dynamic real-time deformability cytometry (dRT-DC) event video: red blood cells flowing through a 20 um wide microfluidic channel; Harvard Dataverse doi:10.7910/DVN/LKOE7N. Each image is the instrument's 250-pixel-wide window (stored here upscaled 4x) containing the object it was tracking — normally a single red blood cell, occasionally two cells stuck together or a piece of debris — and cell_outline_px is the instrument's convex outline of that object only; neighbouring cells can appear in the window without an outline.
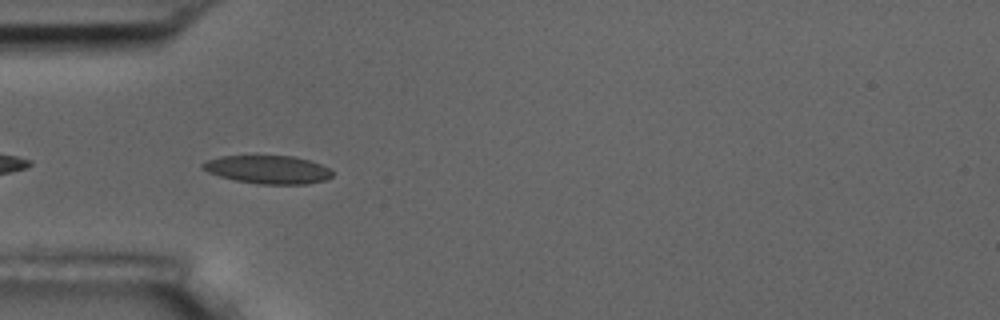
{"species": "common noctule bat (a hibernating species)", "species_latin": "Nyctalus noctula", "temperature_condition": "room temperature", "stored_images_in_passage": 8, "camera_frame_rate_fps": 3000, "um_per_image_px": 0.085, "animal": {"sex": "male", "body_mass_g": 17.5, "forearm_length_mm": 52.3}, "frame": {"image": 1, "passage_image": 3, "time_ms": 3.333, "image_size_px": [1000, 320], "cell_outline_px": [[332, 176], [324, 180], [308, 184], [256, 184], [236, 180], [220, 176], [208, 172], [200, 168], [200, 164], [208, 160], [220, 156], [292, 156], [308, 160], [320, 164], [328, 168], [332, 172]], "centroid_in_image_um": [22.74, 14.41], "position_along_channel_um": 62.3, "area_um2": 21.21}}
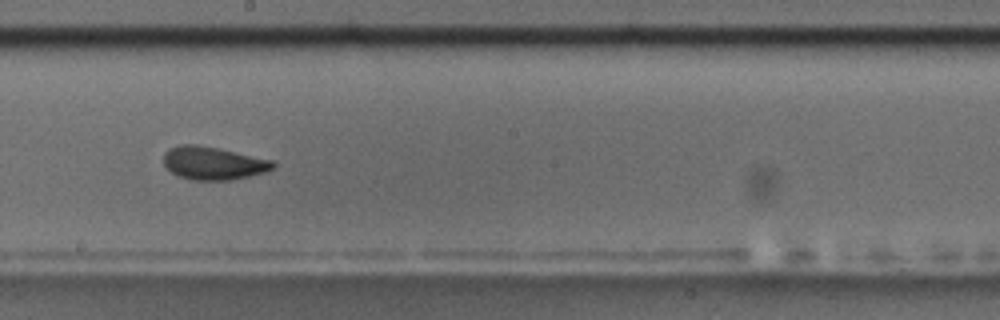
{"frame": {"image": 2, "passage_image": 7, "time_ms": 8.0, "image_size_px": [1000, 320], "cell_outline_px": [[276, 164], [272, 168], [264, 172], [248, 176], [228, 180], [192, 180], [176, 176], [164, 164], [164, 152], [168, 148], [180, 144], [196, 144], [216, 148], [272, 160]], "centroid_in_image_um": [18.07, 13.87], "position_along_channel_um": 230.1, "area_um2": 20.87}}
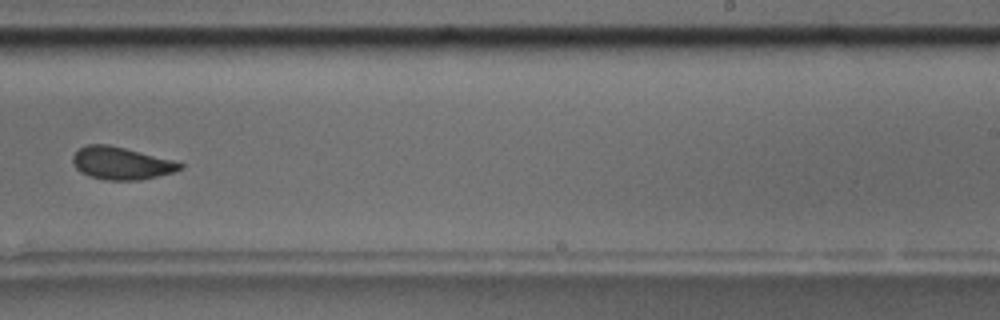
{"frame": {"image": 3, "passage_image": 8, "time_ms": 9.333, "image_size_px": [1000, 320], "cell_outline_px": [[184, 168], [172, 172], [140, 180], [108, 180], [88, 176], [80, 172], [72, 164], [72, 156], [84, 144], [108, 144], [124, 148], [184, 164]], "centroid_in_image_um": [10.23, 13.88], "position_along_channel_um": 278.8, "area_um2": 20.06}}